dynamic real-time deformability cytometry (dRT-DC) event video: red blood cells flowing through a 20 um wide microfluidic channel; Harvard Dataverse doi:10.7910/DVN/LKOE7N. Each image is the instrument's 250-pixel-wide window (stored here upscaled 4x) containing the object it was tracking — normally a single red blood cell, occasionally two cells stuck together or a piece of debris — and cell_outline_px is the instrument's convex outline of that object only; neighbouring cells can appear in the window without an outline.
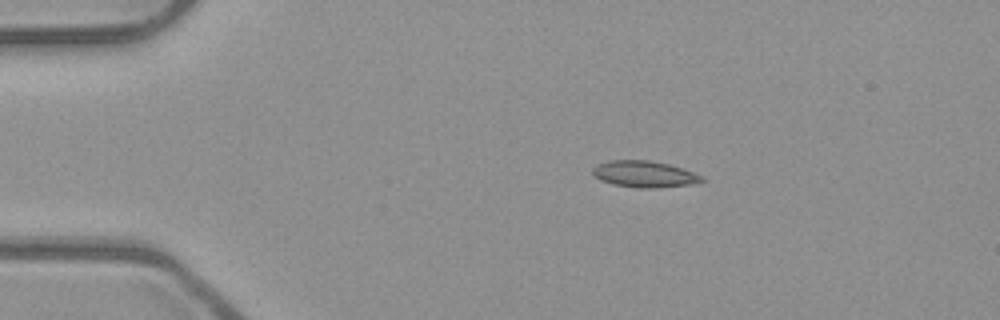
{"species": "common noctule bat (a hibernating species)", "species_latin": "Nyctalus noctula", "temperature_condition": "room temperature", "stored_images_in_passage": 7, "camera_frame_rate_fps": 3000, "um_per_image_px": 0.085, "animal": {"sex": "male", "body_mass_g": 23.1, "forearm_length_mm": 52.7}, "frame": {"image": 1, "passage_image": 2, "time_ms": 0.333, "image_size_px": [1000, 320], "cell_outline_px": [[704, 180], [692, 184], [660, 188], [640, 188], [612, 184], [600, 180], [592, 172], [592, 168], [596, 164], [608, 160], [648, 160], [668, 164], [704, 176]], "centroid_in_image_um": [54.74, 14.8], "position_along_channel_um": 30.3, "area_um2": 16.82}}
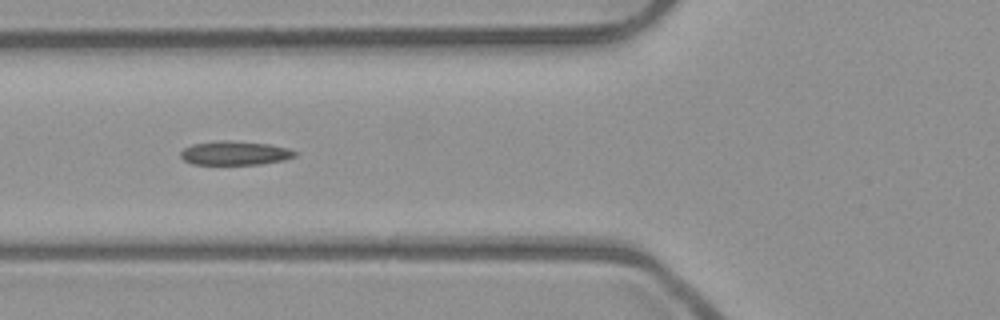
{"frame": {"image": 2, "passage_image": 5, "time_ms": 1.333, "image_size_px": [1000, 320], "cell_outline_px": [[296, 156], [284, 160], [260, 164], [192, 164], [184, 160], [180, 156], [180, 152], [184, 148], [192, 144], [224, 140], [268, 144], [288, 148], [296, 152]], "centroid_in_image_um": [19.95, 13.01], "position_along_channel_um": 105.8, "area_um2": 15.78}}
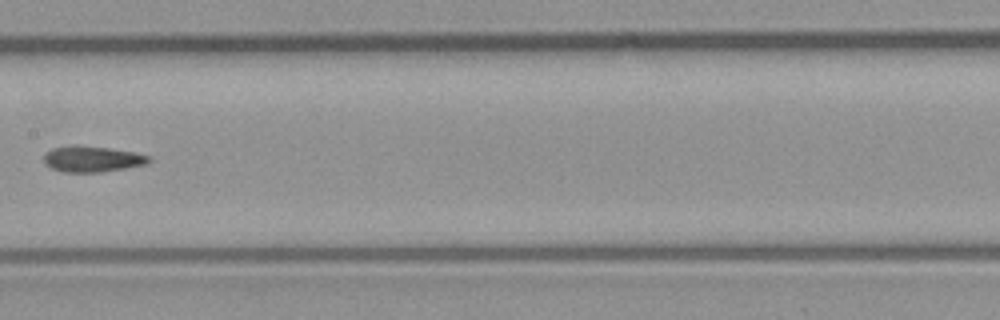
{"frame": {"image": 3, "passage_image": 7, "time_ms": 2.0, "image_size_px": [1000, 320], "cell_outline_px": [[152, 160], [148, 164], [100, 172], [64, 172], [52, 168], [44, 164], [44, 152], [52, 148], [68, 144], [76, 144], [108, 148], [136, 152], [148, 156]], "centroid_in_image_um": [7.8, 13.49], "position_along_channel_um": 199.6, "area_um2": 16.13}}